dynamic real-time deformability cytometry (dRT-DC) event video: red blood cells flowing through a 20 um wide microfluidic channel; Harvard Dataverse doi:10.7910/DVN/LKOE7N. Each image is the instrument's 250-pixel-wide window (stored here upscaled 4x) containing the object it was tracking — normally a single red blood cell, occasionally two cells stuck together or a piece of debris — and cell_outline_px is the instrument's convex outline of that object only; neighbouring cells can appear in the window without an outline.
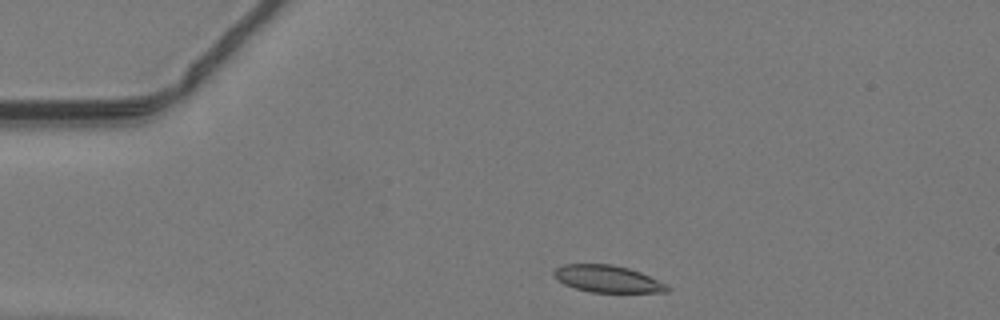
{"species": "common noctule bat (a hibernating species)", "species_latin": "Nyctalus noctula", "temperature_condition": "warm", "stored_images_in_passage": 39, "camera_frame_rate_fps": 3000, "um_per_image_px": 0.085, "animal": {"sex": "male", "body_mass_g": 19.2, "forearm_length_mm": 51.8}, "frame": {"image": 1, "passage_image": 1, "time_ms": 0.0, "image_size_px": [1000, 320], "cell_outline_px": [[668, 292], [592, 292], [576, 288], [564, 284], [552, 272], [556, 268], [564, 264], [612, 264], [628, 268], [640, 272], [664, 284], [668, 288]], "centroid_in_image_um": [51.61, 23.69], "position_along_channel_um": 33.4, "area_um2": 17.4}}
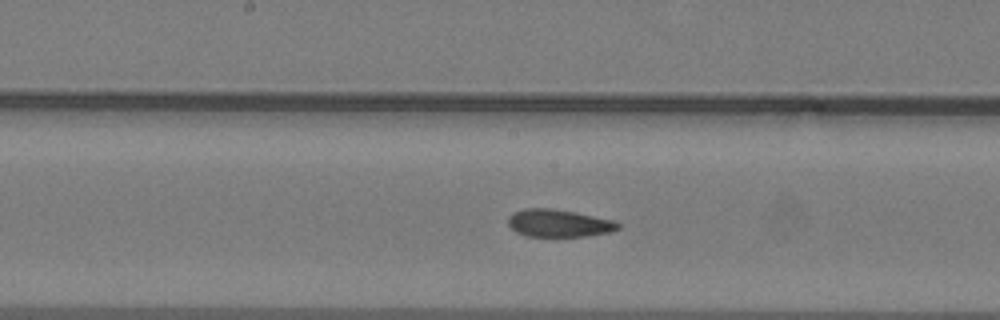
{"frame": {"image": 2, "passage_image": 16, "time_ms": 5.0, "image_size_px": [1000, 320], "cell_outline_px": [[620, 228], [612, 232], [584, 236], [528, 236], [516, 232], [508, 224], [508, 216], [512, 212], [524, 208], [552, 208], [576, 212], [612, 220], [620, 224]], "centroid_in_image_um": [47.48, 18.96], "position_along_channel_um": 200.7, "area_um2": 17.69}}
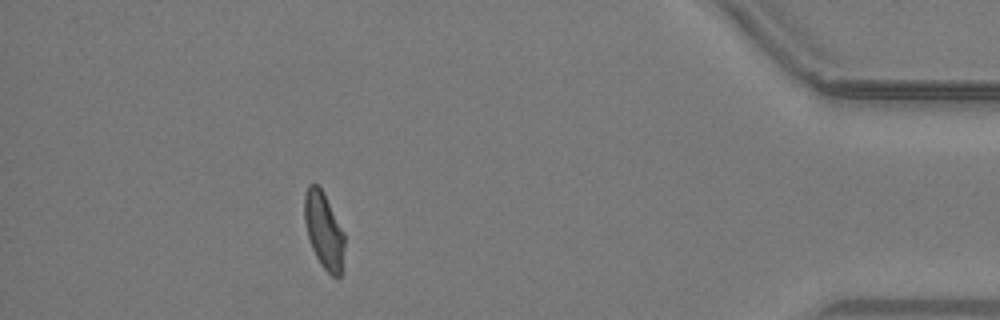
{"frame": {"image": 3, "passage_image": 34, "time_ms": 11.0, "image_size_px": [1000, 320], "cell_outline_px": [[344, 248], [340, 276], [332, 276], [320, 264], [312, 248], [308, 236], [304, 220], [304, 196], [308, 184], [316, 184], [324, 192], [344, 232]], "centroid_in_image_um": [27.52, 19.55], "position_along_channel_um": 407.7, "area_um2": 17.69}}